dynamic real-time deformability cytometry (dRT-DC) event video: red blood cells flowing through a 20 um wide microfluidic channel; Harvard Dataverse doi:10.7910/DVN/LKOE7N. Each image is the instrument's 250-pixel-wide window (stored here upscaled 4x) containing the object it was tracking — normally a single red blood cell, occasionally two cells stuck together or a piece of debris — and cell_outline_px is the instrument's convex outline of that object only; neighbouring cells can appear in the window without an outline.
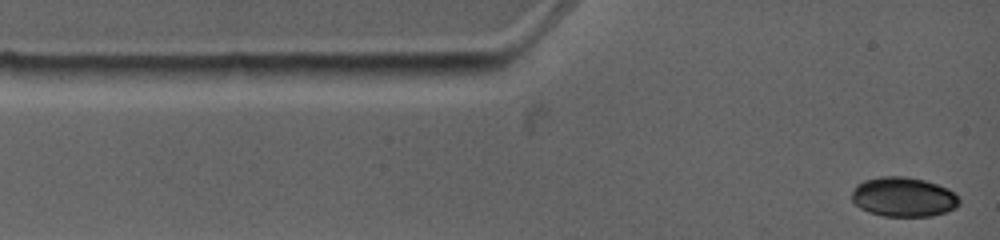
{"species": "common noctule bat (a hibernating species)", "species_latin": "Nyctalus noctula", "temperature_condition": "warm", "stored_images_in_passage": 6, "camera_frame_rate_fps": 4500, "um_per_image_px": 0.085, "animal": {"sex": "female", "body_mass_g": 19.0, "forearm_length_mm": 53.3}, "frame": {"image": 1, "passage_image": 1, "time_ms": 0.0, "image_size_px": [1000, 240], "cell_outline_px": [[960, 204], [956, 208], [932, 216], [884, 216], [868, 212], [860, 208], [852, 200], [852, 192], [856, 184], [864, 180], [884, 176], [904, 176], [924, 180], [948, 188], [956, 192], [960, 196]], "centroid_in_image_um": [76.82, 16.74], "position_along_channel_um": 8.2, "area_um2": 24.97}}
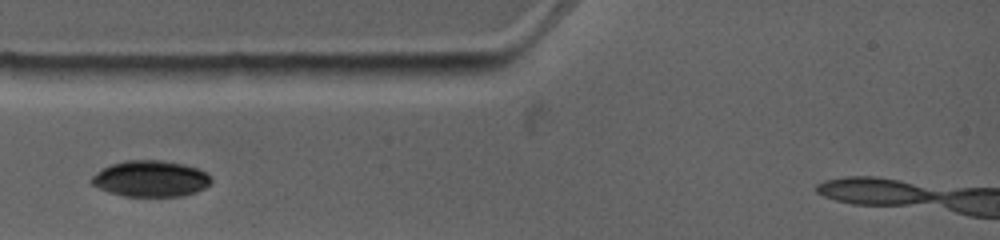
{"frame": {"image": 2, "passage_image": 4, "time_ms": 2.667, "image_size_px": [1000, 240], "cell_outline_px": [[212, 180], [204, 188], [196, 192], [184, 196], [124, 196], [108, 192], [92, 184], [92, 176], [104, 168], [112, 164], [124, 160], [160, 160], [184, 164], [208, 172], [212, 176]], "centroid_in_image_um": [12.85, 15.19], "position_along_channel_um": 72.2, "area_um2": 25.14}}
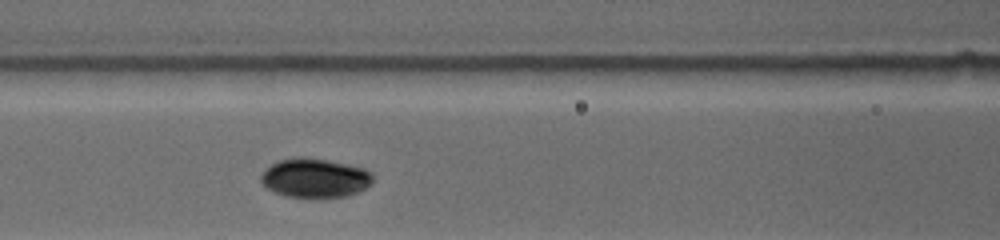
{"frame": {"image": 3, "passage_image": 6, "time_ms": 4.444, "image_size_px": [1000, 240], "cell_outline_px": [[372, 180], [364, 188], [348, 196], [316, 200], [312, 200], [284, 196], [264, 188], [260, 184], [260, 176], [272, 164], [280, 160], [328, 160], [364, 168], [372, 176]], "centroid_in_image_um": [26.73, 15.22], "position_along_channel_um": 139.9, "area_um2": 25.37}}